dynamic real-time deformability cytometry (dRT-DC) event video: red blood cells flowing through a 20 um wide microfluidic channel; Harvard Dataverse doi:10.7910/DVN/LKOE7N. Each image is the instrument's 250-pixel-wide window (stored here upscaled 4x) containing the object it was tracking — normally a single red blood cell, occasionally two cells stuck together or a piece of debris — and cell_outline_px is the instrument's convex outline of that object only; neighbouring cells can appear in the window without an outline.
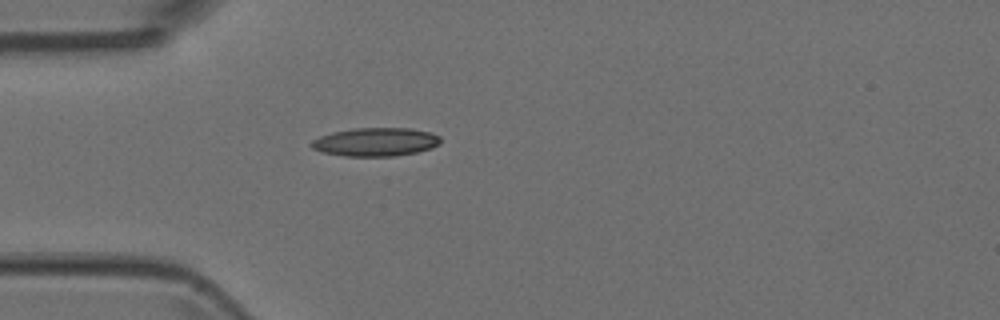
{"species": "Egyptian fruit bat (a non-hibernating species)", "species_latin": "Rousettus aegyptiacus", "temperature_condition": "room temperature", "stored_images_in_passage": 1, "camera_frame_rate_fps": 3000, "um_per_image_px": 0.085, "animal": {"sex": "female"}, "frame": {"image": 1, "passage_image": 1, "time_ms": 0.0, "image_size_px": [1000, 320], "cell_outline_px": [[440, 144], [432, 148], [416, 152], [396, 156], [344, 156], [320, 152], [312, 148], [308, 144], [312, 140], [320, 136], [332, 132], [352, 128], [412, 128], [432, 132], [440, 136]], "centroid_in_image_um": [31.91, 12.06], "position_along_channel_um": 53.1, "area_um2": 21.73}}